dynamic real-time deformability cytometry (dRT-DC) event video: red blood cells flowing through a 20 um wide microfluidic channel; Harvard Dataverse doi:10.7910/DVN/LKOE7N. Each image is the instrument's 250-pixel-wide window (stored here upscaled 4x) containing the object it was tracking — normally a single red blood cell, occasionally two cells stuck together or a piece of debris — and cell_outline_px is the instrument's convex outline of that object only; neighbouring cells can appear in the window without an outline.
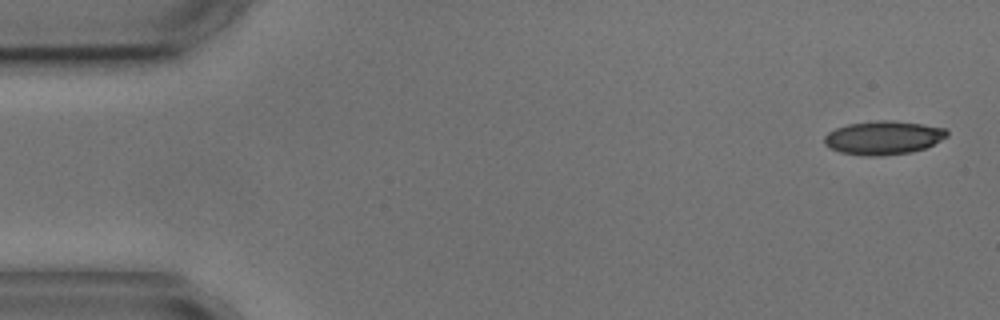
{"species": "common noctule bat (a hibernating species)", "species_latin": "Nyctalus noctula", "temperature_condition": "cold", "stored_images_in_passage": 9, "camera_frame_rate_fps": 3000, "um_per_image_px": 0.085, "animal": {"sex": "male", "body_mass_g": 17.9, "forearm_length_mm": 54.2}, "frame": {"image": 1, "passage_image": 1, "time_ms": 0.0, "image_size_px": [1000, 320], "cell_outline_px": [[948, 136], [924, 148], [912, 152], [880, 156], [864, 156], [840, 152], [828, 148], [824, 144], [824, 136], [828, 132], [836, 128], [848, 124], [876, 120], [892, 120], [920, 124], [944, 128], [948, 132]], "centroid_in_image_um": [75.04, 11.71], "position_along_channel_um": 10.0, "area_um2": 24.04}}
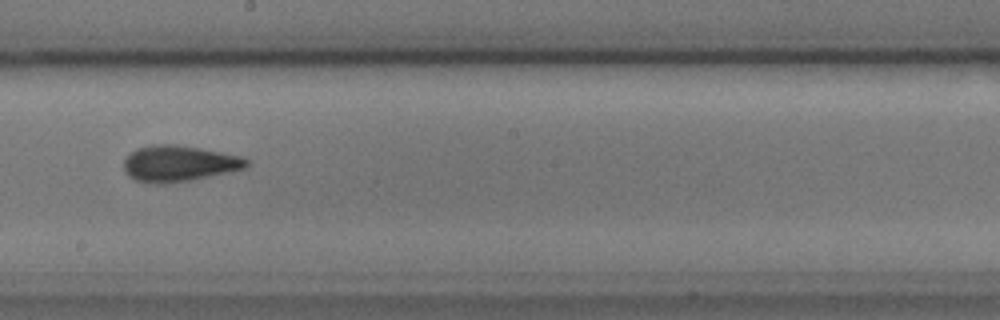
{"frame": {"image": 2, "passage_image": 9, "time_ms": 9.333, "image_size_px": [1000, 320], "cell_outline_px": [[248, 164], [244, 168], [228, 172], [192, 180], [164, 184], [156, 184], [136, 180], [128, 176], [124, 168], [124, 156], [136, 148], [152, 144], [176, 144], [200, 148], [244, 156], [248, 160]], "centroid_in_image_um": [15.18, 13.89], "position_along_channel_um": 233.0, "area_um2": 26.01}}